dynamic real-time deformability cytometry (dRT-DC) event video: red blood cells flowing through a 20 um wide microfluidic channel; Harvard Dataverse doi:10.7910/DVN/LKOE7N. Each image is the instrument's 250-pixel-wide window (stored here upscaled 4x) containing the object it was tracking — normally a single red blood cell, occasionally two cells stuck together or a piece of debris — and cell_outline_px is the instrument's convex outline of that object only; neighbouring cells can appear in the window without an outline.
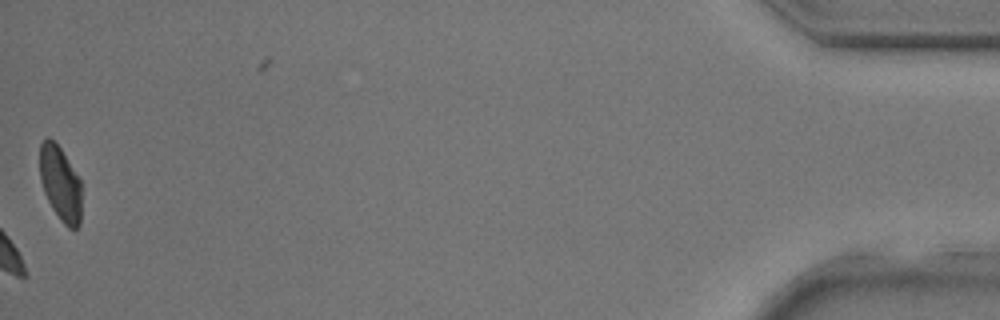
{"species": "common noctule bat (a hibernating species)", "species_latin": "Nyctalus noctula", "temperature_condition": "room temperature", "stored_images_in_passage": 36, "camera_frame_rate_fps": 3000, "um_per_image_px": 0.085, "animal": {"sex": "male", "body_mass_g": 17.9, "forearm_length_mm": 54.2}, "frame": {"image": 1, "passage_image": 36, "time_ms": 11.667, "image_size_px": [1000, 320], "cell_outline_px": [[80, 224], [76, 228], [68, 228], [60, 220], [52, 208], [44, 192], [40, 180], [40, 144], [48, 136], [60, 148], [80, 180]], "centroid_in_image_um": [5.11, 15.61], "position_along_channel_um": 430.1, "area_um2": 17.86}}